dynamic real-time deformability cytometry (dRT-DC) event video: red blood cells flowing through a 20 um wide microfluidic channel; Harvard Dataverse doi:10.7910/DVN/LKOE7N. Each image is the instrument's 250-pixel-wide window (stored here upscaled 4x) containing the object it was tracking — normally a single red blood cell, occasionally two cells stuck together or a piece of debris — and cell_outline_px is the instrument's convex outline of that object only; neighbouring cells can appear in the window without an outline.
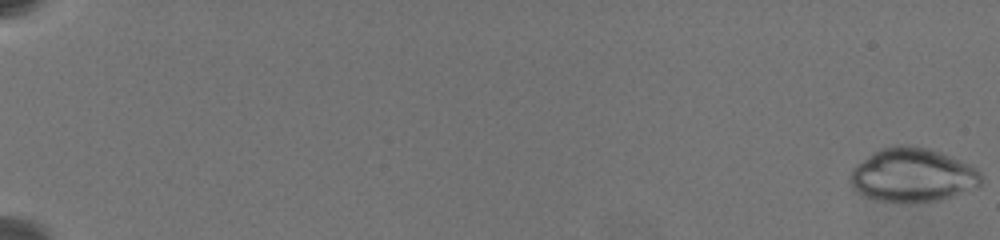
{"species": "common noctule bat (a hibernating species)", "species_latin": "Nyctalus noctula", "temperature_condition": "warm", "stored_images_in_passage": 93, "camera_frame_rate_fps": 3000, "um_per_image_px": 0.085, "animal": {"sex": "female", "body_mass_g": 19.5, "forearm_length_mm": 54.1}, "frame": {"image": 1, "passage_image": 1, "time_ms": 0.0, "image_size_px": [1000, 240], "cell_outline_px": [[980, 184], [976, 188], [940, 200], [884, 200], [868, 196], [860, 192], [848, 180], [848, 176], [852, 168], [856, 164], [868, 156], [884, 148], [900, 144], [904, 144], [932, 148], [960, 160], [976, 168], [980, 172]], "centroid_in_image_um": [77.59, 14.83], "position_along_channel_um": 7.4, "area_um2": 40.17}}
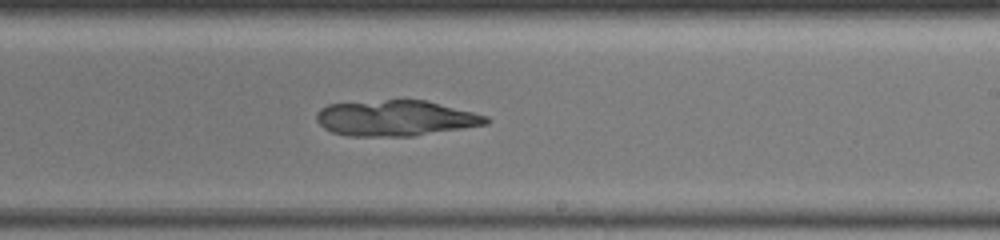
{"frame": {"image": 2, "passage_image": 61, "time_ms": 14.0, "image_size_px": [1000, 240], "cell_outline_px": [[492, 120], [488, 124], [412, 136], [348, 136], [332, 132], [324, 128], [316, 120], [316, 112], [320, 108], [328, 104], [388, 100], [424, 100], [488, 116]], "centroid_in_image_um": [33.61, 10.05], "position_along_channel_um": 255.4, "area_um2": 35.08}}
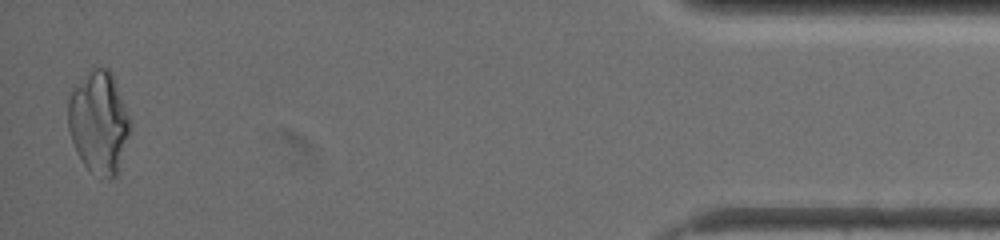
{"frame": {"image": 3, "passage_image": 91, "time_ms": 21.0, "image_size_px": [1000, 240], "cell_outline_px": [[132, 128], [116, 176], [112, 180], [100, 180], [80, 160], [76, 152], [68, 128], [68, 100], [72, 88], [92, 68], [108, 68], [112, 72], [132, 120]], "centroid_in_image_um": [8.42, 10.43], "position_along_channel_um": 426.8, "area_um2": 37.74}}